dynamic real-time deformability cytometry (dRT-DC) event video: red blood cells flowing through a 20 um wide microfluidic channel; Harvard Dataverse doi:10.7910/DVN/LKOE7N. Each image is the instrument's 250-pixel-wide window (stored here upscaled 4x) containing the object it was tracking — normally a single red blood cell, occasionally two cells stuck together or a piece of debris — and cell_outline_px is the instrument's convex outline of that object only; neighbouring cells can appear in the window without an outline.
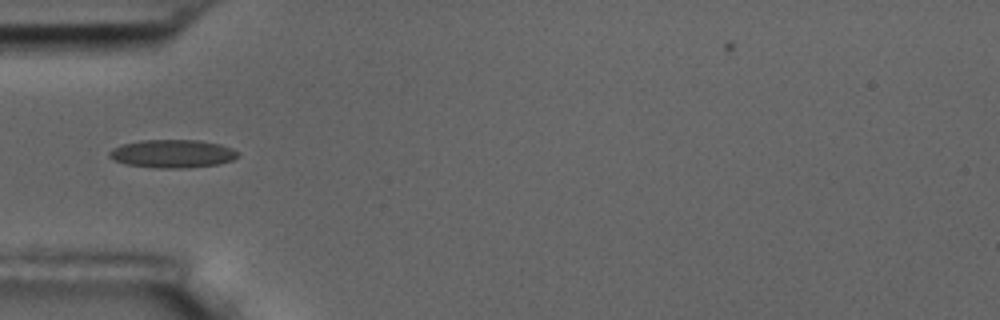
{"species": "common noctule bat (a hibernating species)", "species_latin": "Nyctalus noctula", "temperature_condition": "room temperature", "stored_images_in_passage": 8, "camera_frame_rate_fps": 3000, "um_per_image_px": 0.085, "animal": {"sex": "male", "body_mass_g": 17.5, "forearm_length_mm": 52.3}, "frame": {"image": 1, "passage_image": 3, "time_ms": 2.333, "image_size_px": [1000, 320], "cell_outline_px": [[240, 152], [232, 160], [220, 164], [188, 168], [156, 168], [124, 164], [108, 156], [108, 152], [112, 148], [120, 144], [140, 140], [200, 140], [220, 144], [232, 148]], "centroid_in_image_um": [14.65, 13.06], "position_along_channel_um": 70.4, "area_um2": 21.33}}
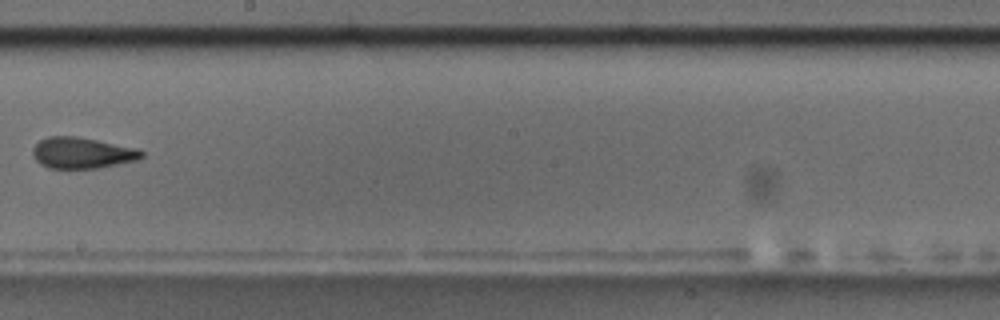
{"frame": {"image": 2, "passage_image": 7, "time_ms": 7.0, "image_size_px": [1000, 320], "cell_outline_px": [[144, 156], [136, 160], [100, 168], [48, 168], [40, 164], [32, 156], [32, 148], [40, 140], [48, 136], [76, 136], [136, 148], [144, 152]], "centroid_in_image_um": [6.95, 13.0], "position_along_channel_um": 241.3, "area_um2": 19.71}}
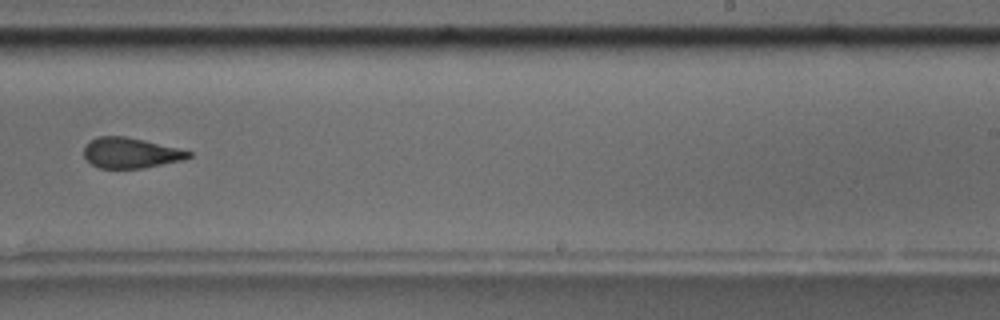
{"frame": {"image": 3, "passage_image": 8, "time_ms": 8.0, "image_size_px": [1000, 320], "cell_outline_px": [[192, 156], [184, 160], [144, 168], [100, 168], [92, 164], [84, 156], [84, 144], [88, 140], [96, 136], [124, 136], [144, 140], [192, 152]], "centroid_in_image_um": [11.07, 12.99], "position_along_channel_um": 277.9, "area_um2": 18.61}}